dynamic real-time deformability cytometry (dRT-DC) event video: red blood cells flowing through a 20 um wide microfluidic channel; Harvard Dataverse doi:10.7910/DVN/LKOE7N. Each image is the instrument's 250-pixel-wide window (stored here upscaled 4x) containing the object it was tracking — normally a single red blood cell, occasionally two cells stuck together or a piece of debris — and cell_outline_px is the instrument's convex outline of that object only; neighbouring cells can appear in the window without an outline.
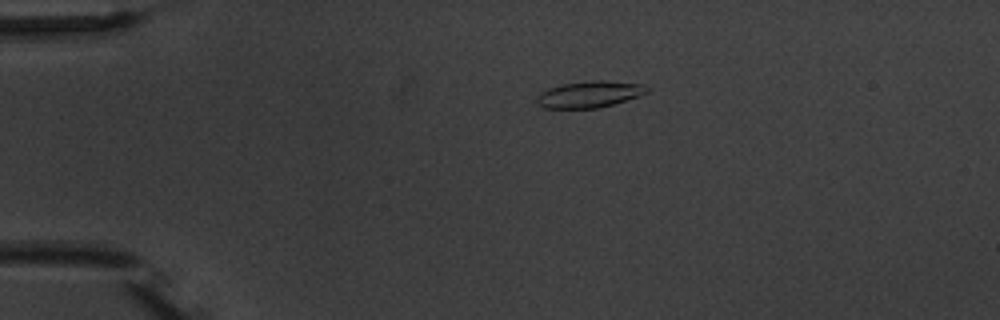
{"species": "common noctule bat (a hibernating species)", "species_latin": "Nyctalus noctula", "temperature_condition": "warm", "stored_images_in_passage": 3, "camera_frame_rate_fps": 3000, "um_per_image_px": 0.085, "animal": {"sex": "male", "body_mass_g": 20.1, "forearm_length_mm": 53.5}, "frame": {"image": 1, "passage_image": 2, "time_ms": 1.0, "image_size_px": [1000, 320], "cell_outline_px": [[648, 92], [640, 96], [612, 104], [596, 108], [544, 108], [536, 104], [536, 96], [540, 92], [548, 88], [564, 84], [592, 80], [600, 80], [644, 84], [648, 88]], "centroid_in_image_um": [50.08, 8.01], "position_along_channel_um": 34.9, "area_um2": 16.99}}